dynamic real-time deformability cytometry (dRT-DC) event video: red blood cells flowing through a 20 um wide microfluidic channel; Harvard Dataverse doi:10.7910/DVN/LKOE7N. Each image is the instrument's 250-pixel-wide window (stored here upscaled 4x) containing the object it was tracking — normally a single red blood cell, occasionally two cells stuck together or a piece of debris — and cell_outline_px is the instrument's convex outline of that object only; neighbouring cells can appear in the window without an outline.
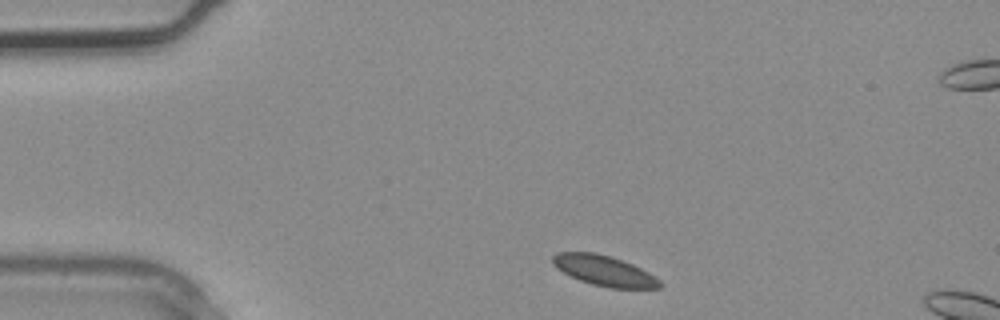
{"species": "common noctule bat (a hibernating species)", "species_latin": "Nyctalus noctula", "temperature_condition": "warm", "stored_images_in_passage": 3, "camera_frame_rate_fps": 3000, "um_per_image_px": 0.085, "animal": {"sex": "male", "body_mass_g": 20.4}, "frame": {"image": 1, "passage_image": 1, "time_ms": 0.0, "image_size_px": [1000, 320], "cell_outline_px": [[664, 284], [660, 288], [608, 288], [592, 284], [580, 280], [556, 268], [552, 264], [552, 256], [556, 252], [592, 252], [612, 256], [632, 264], [648, 272], [660, 280]], "centroid_in_image_um": [51.36, 23.0], "position_along_channel_um": 33.6, "area_um2": 18.96}}